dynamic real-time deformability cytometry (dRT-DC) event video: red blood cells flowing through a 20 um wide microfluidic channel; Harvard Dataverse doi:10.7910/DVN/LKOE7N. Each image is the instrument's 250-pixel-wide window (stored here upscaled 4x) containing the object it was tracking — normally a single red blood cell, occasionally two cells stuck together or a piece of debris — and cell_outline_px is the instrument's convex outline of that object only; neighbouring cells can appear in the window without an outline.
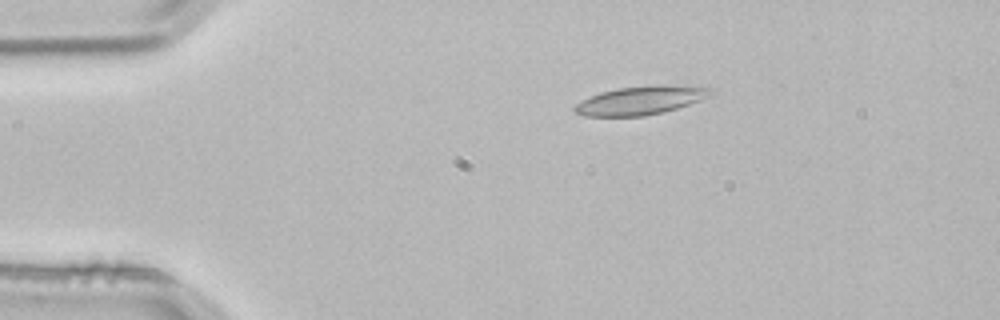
{"species": "common noctule bat (a hibernating species)", "species_latin": "Nyctalus noctula", "temperature_condition": "room temperature", "stored_images_in_passage": 3, "camera_frame_rate_fps": 3000, "um_per_image_px": 0.085, "animal": {"sex": "male", "body_mass_g": 21.5, "forearm_length_mm": 52.0}, "frame": {"image": 1, "passage_image": 2, "time_ms": 0.333, "image_size_px": [1000, 320], "cell_outline_px": [[712, 92], [708, 96], [700, 100], [676, 108], [644, 116], [584, 116], [576, 112], [572, 108], [576, 104], [600, 92], [616, 88], [656, 84], [664, 84], [712, 88]], "centroid_in_image_um": [54.43, 8.52], "position_along_channel_um": 30.6, "area_um2": 22.37}}